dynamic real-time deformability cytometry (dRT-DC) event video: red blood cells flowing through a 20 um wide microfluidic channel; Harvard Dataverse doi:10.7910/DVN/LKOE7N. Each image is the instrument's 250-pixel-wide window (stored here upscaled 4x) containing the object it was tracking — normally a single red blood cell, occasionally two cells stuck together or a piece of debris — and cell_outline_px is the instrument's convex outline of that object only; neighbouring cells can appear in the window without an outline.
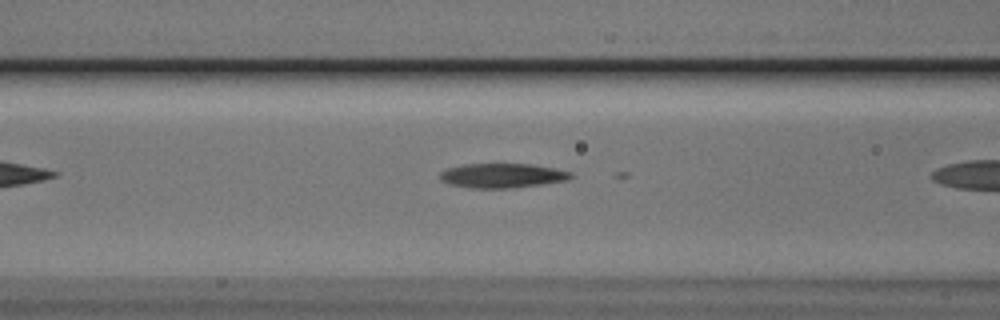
{"species": "Egyptian fruit bat (a non-hibernating species)", "species_latin": "Rousettus aegyptiacus", "temperature_condition": "cold", "stored_images_in_passage": 10, "camera_frame_rate_fps": 3000, "um_per_image_px": 0.085, "animal": {"sex": "male"}, "frame": {"image": 1, "passage_image": 6, "time_ms": 1.667, "image_size_px": [1000, 320], "cell_outline_px": [[576, 176], [568, 180], [544, 184], [512, 188], [468, 188], [448, 184], [440, 180], [440, 172], [448, 168], [464, 164], [532, 164], [556, 168], [572, 172]], "centroid_in_image_um": [42.73, 14.93], "position_along_channel_um": 123.9, "area_um2": 18.96}}